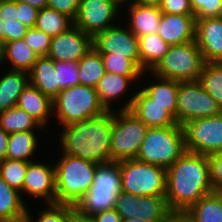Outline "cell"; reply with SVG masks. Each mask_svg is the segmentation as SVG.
Returning <instances> with one entry per match:
<instances>
[{
	"mask_svg": "<svg viewBox=\"0 0 222 222\" xmlns=\"http://www.w3.org/2000/svg\"><path fill=\"white\" fill-rule=\"evenodd\" d=\"M213 191L207 156L186 151L167 168L165 198L170 210H188Z\"/></svg>",
	"mask_w": 222,
	"mask_h": 222,
	"instance_id": "cell-1",
	"label": "cell"
},
{
	"mask_svg": "<svg viewBox=\"0 0 222 222\" xmlns=\"http://www.w3.org/2000/svg\"><path fill=\"white\" fill-rule=\"evenodd\" d=\"M112 128L113 110L95 118L63 126L60 136L62 154L97 164L112 162Z\"/></svg>",
	"mask_w": 222,
	"mask_h": 222,
	"instance_id": "cell-2",
	"label": "cell"
},
{
	"mask_svg": "<svg viewBox=\"0 0 222 222\" xmlns=\"http://www.w3.org/2000/svg\"><path fill=\"white\" fill-rule=\"evenodd\" d=\"M55 165L56 204L75 206L90 189L97 163L63 154Z\"/></svg>",
	"mask_w": 222,
	"mask_h": 222,
	"instance_id": "cell-3",
	"label": "cell"
},
{
	"mask_svg": "<svg viewBox=\"0 0 222 222\" xmlns=\"http://www.w3.org/2000/svg\"><path fill=\"white\" fill-rule=\"evenodd\" d=\"M120 180L119 162L98 164L90 189L74 206L75 214L89 219L96 213L114 208L121 191Z\"/></svg>",
	"mask_w": 222,
	"mask_h": 222,
	"instance_id": "cell-4",
	"label": "cell"
},
{
	"mask_svg": "<svg viewBox=\"0 0 222 222\" xmlns=\"http://www.w3.org/2000/svg\"><path fill=\"white\" fill-rule=\"evenodd\" d=\"M106 111L96 88L91 86H71L61 90L53 99V114L63 126L98 117Z\"/></svg>",
	"mask_w": 222,
	"mask_h": 222,
	"instance_id": "cell-5",
	"label": "cell"
},
{
	"mask_svg": "<svg viewBox=\"0 0 222 222\" xmlns=\"http://www.w3.org/2000/svg\"><path fill=\"white\" fill-rule=\"evenodd\" d=\"M185 152L183 127L178 124L149 128L136 158L167 169Z\"/></svg>",
	"mask_w": 222,
	"mask_h": 222,
	"instance_id": "cell-6",
	"label": "cell"
},
{
	"mask_svg": "<svg viewBox=\"0 0 222 222\" xmlns=\"http://www.w3.org/2000/svg\"><path fill=\"white\" fill-rule=\"evenodd\" d=\"M121 191L137 196H166L167 169L137 158L119 161Z\"/></svg>",
	"mask_w": 222,
	"mask_h": 222,
	"instance_id": "cell-7",
	"label": "cell"
},
{
	"mask_svg": "<svg viewBox=\"0 0 222 222\" xmlns=\"http://www.w3.org/2000/svg\"><path fill=\"white\" fill-rule=\"evenodd\" d=\"M205 61L194 41L170 45L168 52L151 71L155 76L179 82L198 81Z\"/></svg>",
	"mask_w": 222,
	"mask_h": 222,
	"instance_id": "cell-8",
	"label": "cell"
},
{
	"mask_svg": "<svg viewBox=\"0 0 222 222\" xmlns=\"http://www.w3.org/2000/svg\"><path fill=\"white\" fill-rule=\"evenodd\" d=\"M149 127L130 110H113L111 135L112 162L134 159Z\"/></svg>",
	"mask_w": 222,
	"mask_h": 222,
	"instance_id": "cell-9",
	"label": "cell"
},
{
	"mask_svg": "<svg viewBox=\"0 0 222 222\" xmlns=\"http://www.w3.org/2000/svg\"><path fill=\"white\" fill-rule=\"evenodd\" d=\"M221 113L222 108L199 81L179 82L176 107V121L179 125Z\"/></svg>",
	"mask_w": 222,
	"mask_h": 222,
	"instance_id": "cell-10",
	"label": "cell"
},
{
	"mask_svg": "<svg viewBox=\"0 0 222 222\" xmlns=\"http://www.w3.org/2000/svg\"><path fill=\"white\" fill-rule=\"evenodd\" d=\"M186 151L205 156L222 151V113L182 125Z\"/></svg>",
	"mask_w": 222,
	"mask_h": 222,
	"instance_id": "cell-11",
	"label": "cell"
},
{
	"mask_svg": "<svg viewBox=\"0 0 222 222\" xmlns=\"http://www.w3.org/2000/svg\"><path fill=\"white\" fill-rule=\"evenodd\" d=\"M119 5L112 0H79L77 16L73 24L94 37L97 33L116 25L112 21L119 15Z\"/></svg>",
	"mask_w": 222,
	"mask_h": 222,
	"instance_id": "cell-12",
	"label": "cell"
},
{
	"mask_svg": "<svg viewBox=\"0 0 222 222\" xmlns=\"http://www.w3.org/2000/svg\"><path fill=\"white\" fill-rule=\"evenodd\" d=\"M93 47L99 53H111L130 59L140 69L139 39L128 28L114 25L93 37Z\"/></svg>",
	"mask_w": 222,
	"mask_h": 222,
	"instance_id": "cell-13",
	"label": "cell"
},
{
	"mask_svg": "<svg viewBox=\"0 0 222 222\" xmlns=\"http://www.w3.org/2000/svg\"><path fill=\"white\" fill-rule=\"evenodd\" d=\"M93 47V37L71 26L51 40L48 57L54 61L78 62Z\"/></svg>",
	"mask_w": 222,
	"mask_h": 222,
	"instance_id": "cell-14",
	"label": "cell"
},
{
	"mask_svg": "<svg viewBox=\"0 0 222 222\" xmlns=\"http://www.w3.org/2000/svg\"><path fill=\"white\" fill-rule=\"evenodd\" d=\"M120 110H130L149 128L178 125L175 117L164 106L154 103L142 89L133 93Z\"/></svg>",
	"mask_w": 222,
	"mask_h": 222,
	"instance_id": "cell-15",
	"label": "cell"
},
{
	"mask_svg": "<svg viewBox=\"0 0 222 222\" xmlns=\"http://www.w3.org/2000/svg\"><path fill=\"white\" fill-rule=\"evenodd\" d=\"M23 193L42 198L45 204H56L55 165L35 161L28 162Z\"/></svg>",
	"mask_w": 222,
	"mask_h": 222,
	"instance_id": "cell-16",
	"label": "cell"
},
{
	"mask_svg": "<svg viewBox=\"0 0 222 222\" xmlns=\"http://www.w3.org/2000/svg\"><path fill=\"white\" fill-rule=\"evenodd\" d=\"M195 42L205 62L222 63V17L196 19Z\"/></svg>",
	"mask_w": 222,
	"mask_h": 222,
	"instance_id": "cell-17",
	"label": "cell"
},
{
	"mask_svg": "<svg viewBox=\"0 0 222 222\" xmlns=\"http://www.w3.org/2000/svg\"><path fill=\"white\" fill-rule=\"evenodd\" d=\"M195 15L162 13L158 35L169 45H179L195 40Z\"/></svg>",
	"mask_w": 222,
	"mask_h": 222,
	"instance_id": "cell-18",
	"label": "cell"
},
{
	"mask_svg": "<svg viewBox=\"0 0 222 222\" xmlns=\"http://www.w3.org/2000/svg\"><path fill=\"white\" fill-rule=\"evenodd\" d=\"M16 106L26 111L44 130L53 113V100L30 83L19 95Z\"/></svg>",
	"mask_w": 222,
	"mask_h": 222,
	"instance_id": "cell-19",
	"label": "cell"
},
{
	"mask_svg": "<svg viewBox=\"0 0 222 222\" xmlns=\"http://www.w3.org/2000/svg\"><path fill=\"white\" fill-rule=\"evenodd\" d=\"M130 15L128 28L139 38L158 33L162 11L158 5L130 4L127 9Z\"/></svg>",
	"mask_w": 222,
	"mask_h": 222,
	"instance_id": "cell-20",
	"label": "cell"
},
{
	"mask_svg": "<svg viewBox=\"0 0 222 222\" xmlns=\"http://www.w3.org/2000/svg\"><path fill=\"white\" fill-rule=\"evenodd\" d=\"M29 83L53 100L60 93L54 60L48 56L38 57L29 72Z\"/></svg>",
	"mask_w": 222,
	"mask_h": 222,
	"instance_id": "cell-21",
	"label": "cell"
},
{
	"mask_svg": "<svg viewBox=\"0 0 222 222\" xmlns=\"http://www.w3.org/2000/svg\"><path fill=\"white\" fill-rule=\"evenodd\" d=\"M140 77L142 76H122L106 72L96 87L100 103L107 111H112L111 102L116 98H121L126 93L125 91L129 90L127 87L133 85Z\"/></svg>",
	"mask_w": 222,
	"mask_h": 222,
	"instance_id": "cell-22",
	"label": "cell"
},
{
	"mask_svg": "<svg viewBox=\"0 0 222 222\" xmlns=\"http://www.w3.org/2000/svg\"><path fill=\"white\" fill-rule=\"evenodd\" d=\"M29 83V73L10 68L0 78V113L16 106L19 95Z\"/></svg>",
	"mask_w": 222,
	"mask_h": 222,
	"instance_id": "cell-23",
	"label": "cell"
},
{
	"mask_svg": "<svg viewBox=\"0 0 222 222\" xmlns=\"http://www.w3.org/2000/svg\"><path fill=\"white\" fill-rule=\"evenodd\" d=\"M140 70L152 71L168 52L170 45L157 33L139 37Z\"/></svg>",
	"mask_w": 222,
	"mask_h": 222,
	"instance_id": "cell-24",
	"label": "cell"
},
{
	"mask_svg": "<svg viewBox=\"0 0 222 222\" xmlns=\"http://www.w3.org/2000/svg\"><path fill=\"white\" fill-rule=\"evenodd\" d=\"M152 74L158 81L148 84L142 88V90L161 106H164L176 119V107H177V94L179 90V81L161 78Z\"/></svg>",
	"mask_w": 222,
	"mask_h": 222,
	"instance_id": "cell-25",
	"label": "cell"
},
{
	"mask_svg": "<svg viewBox=\"0 0 222 222\" xmlns=\"http://www.w3.org/2000/svg\"><path fill=\"white\" fill-rule=\"evenodd\" d=\"M169 211L165 196H138L134 199L133 218L163 222Z\"/></svg>",
	"mask_w": 222,
	"mask_h": 222,
	"instance_id": "cell-26",
	"label": "cell"
},
{
	"mask_svg": "<svg viewBox=\"0 0 222 222\" xmlns=\"http://www.w3.org/2000/svg\"><path fill=\"white\" fill-rule=\"evenodd\" d=\"M38 57L24 39L5 43L4 61H10L11 70L29 73Z\"/></svg>",
	"mask_w": 222,
	"mask_h": 222,
	"instance_id": "cell-27",
	"label": "cell"
},
{
	"mask_svg": "<svg viewBox=\"0 0 222 222\" xmlns=\"http://www.w3.org/2000/svg\"><path fill=\"white\" fill-rule=\"evenodd\" d=\"M38 140L39 139L34 131L9 134L6 158L27 162L34 161L33 159H30V157L35 154L36 148L39 146Z\"/></svg>",
	"mask_w": 222,
	"mask_h": 222,
	"instance_id": "cell-28",
	"label": "cell"
},
{
	"mask_svg": "<svg viewBox=\"0 0 222 222\" xmlns=\"http://www.w3.org/2000/svg\"><path fill=\"white\" fill-rule=\"evenodd\" d=\"M105 73L102 57L94 47L78 61V78L81 85L96 88Z\"/></svg>",
	"mask_w": 222,
	"mask_h": 222,
	"instance_id": "cell-29",
	"label": "cell"
},
{
	"mask_svg": "<svg viewBox=\"0 0 222 222\" xmlns=\"http://www.w3.org/2000/svg\"><path fill=\"white\" fill-rule=\"evenodd\" d=\"M196 222H222V197L213 191L187 210Z\"/></svg>",
	"mask_w": 222,
	"mask_h": 222,
	"instance_id": "cell-30",
	"label": "cell"
},
{
	"mask_svg": "<svg viewBox=\"0 0 222 222\" xmlns=\"http://www.w3.org/2000/svg\"><path fill=\"white\" fill-rule=\"evenodd\" d=\"M0 127L8 134L24 131H44L43 127L26 111L14 106L0 113Z\"/></svg>",
	"mask_w": 222,
	"mask_h": 222,
	"instance_id": "cell-31",
	"label": "cell"
},
{
	"mask_svg": "<svg viewBox=\"0 0 222 222\" xmlns=\"http://www.w3.org/2000/svg\"><path fill=\"white\" fill-rule=\"evenodd\" d=\"M73 25V20L67 15L46 7L39 10L34 27L53 38Z\"/></svg>",
	"mask_w": 222,
	"mask_h": 222,
	"instance_id": "cell-32",
	"label": "cell"
},
{
	"mask_svg": "<svg viewBox=\"0 0 222 222\" xmlns=\"http://www.w3.org/2000/svg\"><path fill=\"white\" fill-rule=\"evenodd\" d=\"M20 194L0 176V219L15 217L27 211V204Z\"/></svg>",
	"mask_w": 222,
	"mask_h": 222,
	"instance_id": "cell-33",
	"label": "cell"
},
{
	"mask_svg": "<svg viewBox=\"0 0 222 222\" xmlns=\"http://www.w3.org/2000/svg\"><path fill=\"white\" fill-rule=\"evenodd\" d=\"M198 81L222 108V63L205 62Z\"/></svg>",
	"mask_w": 222,
	"mask_h": 222,
	"instance_id": "cell-34",
	"label": "cell"
},
{
	"mask_svg": "<svg viewBox=\"0 0 222 222\" xmlns=\"http://www.w3.org/2000/svg\"><path fill=\"white\" fill-rule=\"evenodd\" d=\"M28 169V162L16 159L0 161V176L12 188L23 194V184Z\"/></svg>",
	"mask_w": 222,
	"mask_h": 222,
	"instance_id": "cell-35",
	"label": "cell"
},
{
	"mask_svg": "<svg viewBox=\"0 0 222 222\" xmlns=\"http://www.w3.org/2000/svg\"><path fill=\"white\" fill-rule=\"evenodd\" d=\"M105 71L122 76H142V72L130 59L114 56L111 53H100Z\"/></svg>",
	"mask_w": 222,
	"mask_h": 222,
	"instance_id": "cell-36",
	"label": "cell"
},
{
	"mask_svg": "<svg viewBox=\"0 0 222 222\" xmlns=\"http://www.w3.org/2000/svg\"><path fill=\"white\" fill-rule=\"evenodd\" d=\"M47 209L38 213L36 222H72L75 217V208L68 204H48ZM31 220L33 218L30 214Z\"/></svg>",
	"mask_w": 222,
	"mask_h": 222,
	"instance_id": "cell-37",
	"label": "cell"
},
{
	"mask_svg": "<svg viewBox=\"0 0 222 222\" xmlns=\"http://www.w3.org/2000/svg\"><path fill=\"white\" fill-rule=\"evenodd\" d=\"M60 91L80 84L78 78V62L54 61Z\"/></svg>",
	"mask_w": 222,
	"mask_h": 222,
	"instance_id": "cell-38",
	"label": "cell"
},
{
	"mask_svg": "<svg viewBox=\"0 0 222 222\" xmlns=\"http://www.w3.org/2000/svg\"><path fill=\"white\" fill-rule=\"evenodd\" d=\"M28 29L17 19L0 18V40L4 43L24 39Z\"/></svg>",
	"mask_w": 222,
	"mask_h": 222,
	"instance_id": "cell-39",
	"label": "cell"
},
{
	"mask_svg": "<svg viewBox=\"0 0 222 222\" xmlns=\"http://www.w3.org/2000/svg\"><path fill=\"white\" fill-rule=\"evenodd\" d=\"M24 40L39 57L48 55L52 38L41 30L29 28Z\"/></svg>",
	"mask_w": 222,
	"mask_h": 222,
	"instance_id": "cell-40",
	"label": "cell"
},
{
	"mask_svg": "<svg viewBox=\"0 0 222 222\" xmlns=\"http://www.w3.org/2000/svg\"><path fill=\"white\" fill-rule=\"evenodd\" d=\"M196 19L222 17V0H190Z\"/></svg>",
	"mask_w": 222,
	"mask_h": 222,
	"instance_id": "cell-41",
	"label": "cell"
},
{
	"mask_svg": "<svg viewBox=\"0 0 222 222\" xmlns=\"http://www.w3.org/2000/svg\"><path fill=\"white\" fill-rule=\"evenodd\" d=\"M138 196L132 193L120 191L115 200L114 209L122 220L132 219L134 215V199Z\"/></svg>",
	"mask_w": 222,
	"mask_h": 222,
	"instance_id": "cell-42",
	"label": "cell"
},
{
	"mask_svg": "<svg viewBox=\"0 0 222 222\" xmlns=\"http://www.w3.org/2000/svg\"><path fill=\"white\" fill-rule=\"evenodd\" d=\"M158 7L162 13L194 15L190 0H160Z\"/></svg>",
	"mask_w": 222,
	"mask_h": 222,
	"instance_id": "cell-43",
	"label": "cell"
},
{
	"mask_svg": "<svg viewBox=\"0 0 222 222\" xmlns=\"http://www.w3.org/2000/svg\"><path fill=\"white\" fill-rule=\"evenodd\" d=\"M209 160L210 182L214 191L222 188V151L207 156Z\"/></svg>",
	"mask_w": 222,
	"mask_h": 222,
	"instance_id": "cell-44",
	"label": "cell"
},
{
	"mask_svg": "<svg viewBox=\"0 0 222 222\" xmlns=\"http://www.w3.org/2000/svg\"><path fill=\"white\" fill-rule=\"evenodd\" d=\"M47 7L67 15L74 21L78 12L79 0H47Z\"/></svg>",
	"mask_w": 222,
	"mask_h": 222,
	"instance_id": "cell-45",
	"label": "cell"
},
{
	"mask_svg": "<svg viewBox=\"0 0 222 222\" xmlns=\"http://www.w3.org/2000/svg\"><path fill=\"white\" fill-rule=\"evenodd\" d=\"M39 10L17 0V20L28 28L34 27Z\"/></svg>",
	"mask_w": 222,
	"mask_h": 222,
	"instance_id": "cell-46",
	"label": "cell"
},
{
	"mask_svg": "<svg viewBox=\"0 0 222 222\" xmlns=\"http://www.w3.org/2000/svg\"><path fill=\"white\" fill-rule=\"evenodd\" d=\"M91 222H122L121 216L114 208L96 213L90 218Z\"/></svg>",
	"mask_w": 222,
	"mask_h": 222,
	"instance_id": "cell-47",
	"label": "cell"
},
{
	"mask_svg": "<svg viewBox=\"0 0 222 222\" xmlns=\"http://www.w3.org/2000/svg\"><path fill=\"white\" fill-rule=\"evenodd\" d=\"M163 222H196L187 210H170Z\"/></svg>",
	"mask_w": 222,
	"mask_h": 222,
	"instance_id": "cell-48",
	"label": "cell"
},
{
	"mask_svg": "<svg viewBox=\"0 0 222 222\" xmlns=\"http://www.w3.org/2000/svg\"><path fill=\"white\" fill-rule=\"evenodd\" d=\"M0 18L17 19V0H3Z\"/></svg>",
	"mask_w": 222,
	"mask_h": 222,
	"instance_id": "cell-49",
	"label": "cell"
},
{
	"mask_svg": "<svg viewBox=\"0 0 222 222\" xmlns=\"http://www.w3.org/2000/svg\"><path fill=\"white\" fill-rule=\"evenodd\" d=\"M9 134L0 127V161L6 158Z\"/></svg>",
	"mask_w": 222,
	"mask_h": 222,
	"instance_id": "cell-50",
	"label": "cell"
},
{
	"mask_svg": "<svg viewBox=\"0 0 222 222\" xmlns=\"http://www.w3.org/2000/svg\"><path fill=\"white\" fill-rule=\"evenodd\" d=\"M0 222H32L30 217V211L26 212L11 218H1Z\"/></svg>",
	"mask_w": 222,
	"mask_h": 222,
	"instance_id": "cell-51",
	"label": "cell"
},
{
	"mask_svg": "<svg viewBox=\"0 0 222 222\" xmlns=\"http://www.w3.org/2000/svg\"><path fill=\"white\" fill-rule=\"evenodd\" d=\"M18 1L27 3L38 10L47 7V0H18Z\"/></svg>",
	"mask_w": 222,
	"mask_h": 222,
	"instance_id": "cell-52",
	"label": "cell"
},
{
	"mask_svg": "<svg viewBox=\"0 0 222 222\" xmlns=\"http://www.w3.org/2000/svg\"><path fill=\"white\" fill-rule=\"evenodd\" d=\"M129 4H150V5H158L160 0H130Z\"/></svg>",
	"mask_w": 222,
	"mask_h": 222,
	"instance_id": "cell-53",
	"label": "cell"
},
{
	"mask_svg": "<svg viewBox=\"0 0 222 222\" xmlns=\"http://www.w3.org/2000/svg\"><path fill=\"white\" fill-rule=\"evenodd\" d=\"M4 49H5V43L0 40V65L4 63Z\"/></svg>",
	"mask_w": 222,
	"mask_h": 222,
	"instance_id": "cell-54",
	"label": "cell"
},
{
	"mask_svg": "<svg viewBox=\"0 0 222 222\" xmlns=\"http://www.w3.org/2000/svg\"><path fill=\"white\" fill-rule=\"evenodd\" d=\"M73 222H91V220L87 219V218H82V217H79V216L75 215V217L73 219Z\"/></svg>",
	"mask_w": 222,
	"mask_h": 222,
	"instance_id": "cell-55",
	"label": "cell"
},
{
	"mask_svg": "<svg viewBox=\"0 0 222 222\" xmlns=\"http://www.w3.org/2000/svg\"><path fill=\"white\" fill-rule=\"evenodd\" d=\"M122 222H148V221H145L140 218H132V219H128V220H122Z\"/></svg>",
	"mask_w": 222,
	"mask_h": 222,
	"instance_id": "cell-56",
	"label": "cell"
},
{
	"mask_svg": "<svg viewBox=\"0 0 222 222\" xmlns=\"http://www.w3.org/2000/svg\"><path fill=\"white\" fill-rule=\"evenodd\" d=\"M112 1L117 3L120 6V8H123L122 5H125V3H127L126 1L128 0H112Z\"/></svg>",
	"mask_w": 222,
	"mask_h": 222,
	"instance_id": "cell-57",
	"label": "cell"
},
{
	"mask_svg": "<svg viewBox=\"0 0 222 222\" xmlns=\"http://www.w3.org/2000/svg\"><path fill=\"white\" fill-rule=\"evenodd\" d=\"M222 197V188L217 191Z\"/></svg>",
	"mask_w": 222,
	"mask_h": 222,
	"instance_id": "cell-58",
	"label": "cell"
},
{
	"mask_svg": "<svg viewBox=\"0 0 222 222\" xmlns=\"http://www.w3.org/2000/svg\"><path fill=\"white\" fill-rule=\"evenodd\" d=\"M2 3H3V0H0V12H1Z\"/></svg>",
	"mask_w": 222,
	"mask_h": 222,
	"instance_id": "cell-59",
	"label": "cell"
}]
</instances>
